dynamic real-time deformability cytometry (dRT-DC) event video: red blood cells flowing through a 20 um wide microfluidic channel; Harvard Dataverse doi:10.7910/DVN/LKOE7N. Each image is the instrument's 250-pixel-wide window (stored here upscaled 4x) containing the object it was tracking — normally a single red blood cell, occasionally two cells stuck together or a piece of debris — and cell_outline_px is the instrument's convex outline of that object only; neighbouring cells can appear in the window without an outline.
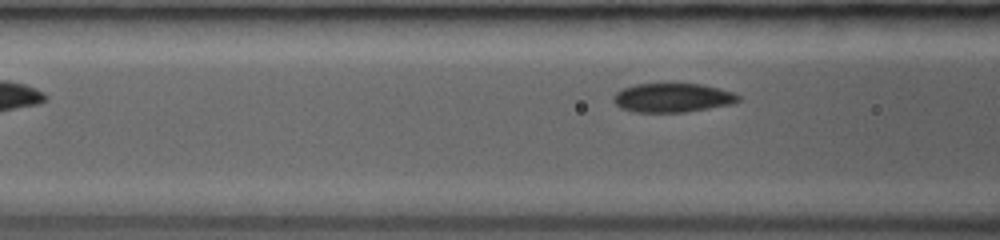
{"species": "common noctule bat (a hibernating species)", "species_latin": "Nyctalus noctula", "temperature_condition": "room temperature", "stored_images_in_passage": 7, "segment_of_instrument_passage": [2, 2], "camera_frame_rate_fps": 3000, "um_per_image_px": 0.085, "animal": {"sex": "female", "body_mass_g": 19.0, "forearm_length_mm": 53.3}, "frame": {"image": 1, "passage_image": 7, "time_ms": 2.667, "image_size_px": [1000, 240], "cell_outline_px": [[740, 100], [732, 104], [684, 112], [632, 112], [620, 108], [612, 100], [612, 96], [616, 92], [624, 88], [636, 84], [704, 84], [720, 88], [732, 92], [740, 96]], "centroid_in_image_um": [57.15, 8.31], "position_along_channel_um": 109.5, "area_um2": 21.15}}